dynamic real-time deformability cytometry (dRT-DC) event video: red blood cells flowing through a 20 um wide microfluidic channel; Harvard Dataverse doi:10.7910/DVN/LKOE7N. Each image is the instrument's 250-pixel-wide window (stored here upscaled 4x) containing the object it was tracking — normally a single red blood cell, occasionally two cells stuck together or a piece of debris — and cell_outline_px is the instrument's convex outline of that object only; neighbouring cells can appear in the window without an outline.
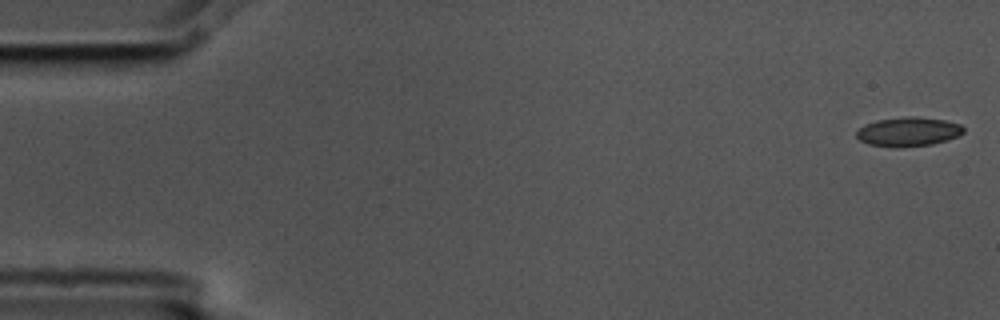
{"species": "common noctule bat (a hibernating species)", "species_latin": "Nyctalus noctula", "temperature_condition": "cold", "stored_images_in_passage": 4, "camera_frame_rate_fps": 3000, "um_per_image_px": 0.085, "animal": {"sex": "male", "body_mass_g": 17.5, "forearm_length_mm": 52.3}, "frame": {"image": 1, "passage_image": 1, "time_ms": 0.0, "image_size_px": [1000, 320], "cell_outline_px": [[964, 132], [948, 140], [932, 144], [900, 148], [892, 148], [868, 144], [860, 140], [856, 136], [856, 132], [864, 124], [876, 120], [908, 116], [912, 116], [944, 120], [960, 124], [964, 128]], "centroid_in_image_um": [77.18, 11.21], "position_along_channel_um": 7.8, "area_um2": 18.32}}
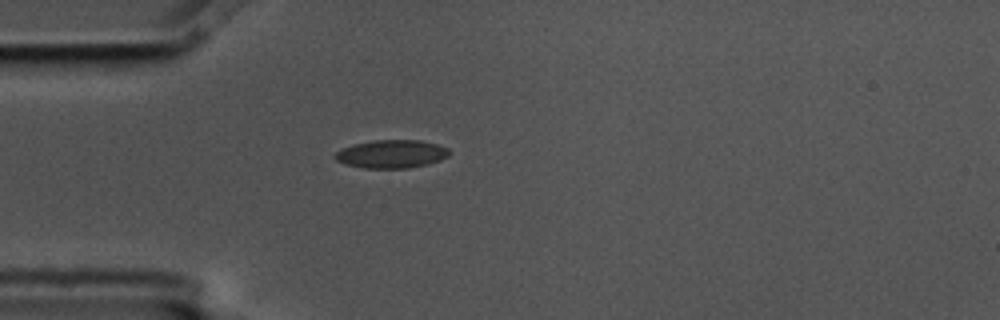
{"frame": {"image": 2, "passage_image": 4, "time_ms": 1.0, "image_size_px": [1000, 320], "cell_outline_px": [[448, 156], [440, 160], [428, 164], [408, 168], [364, 168], [344, 164], [336, 160], [332, 156], [336, 152], [344, 148], [356, 144], [376, 140], [420, 140], [436, 144], [448, 148]], "centroid_in_image_um": [33.27, 13.1], "position_along_channel_um": 51.7, "area_um2": 18.61}}